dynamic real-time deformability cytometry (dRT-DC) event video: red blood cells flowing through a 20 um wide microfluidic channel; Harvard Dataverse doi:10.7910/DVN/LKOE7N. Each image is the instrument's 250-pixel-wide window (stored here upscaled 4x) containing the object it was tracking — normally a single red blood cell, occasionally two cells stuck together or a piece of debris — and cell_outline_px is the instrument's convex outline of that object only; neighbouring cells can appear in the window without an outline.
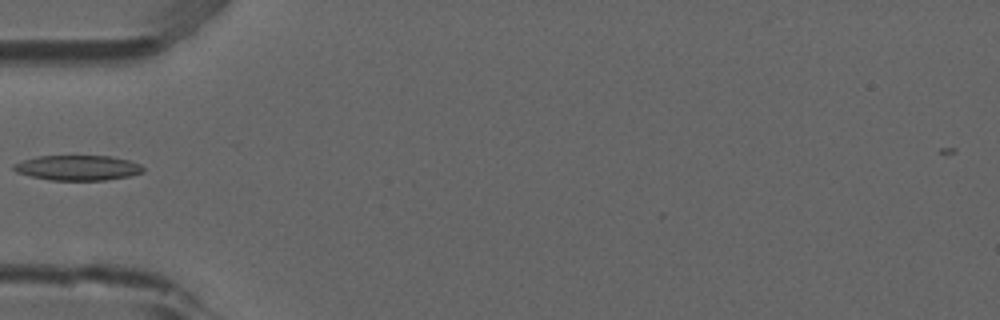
{"species": "common noctule bat (a hibernating species)", "species_latin": "Nyctalus noctula", "temperature_condition": "room temperature", "stored_images_in_passage": 2, "camera_frame_rate_fps": 3000, "um_per_image_px": 0.085, "animal": {"sex": "male", "forearm_length_mm": 52.5}, "frame": {"image": 1, "passage_image": 2, "time_ms": 0.333, "image_size_px": [1000, 320], "cell_outline_px": [[144, 172], [128, 176], [104, 180], [48, 180], [16, 172], [12, 168], [12, 164], [36, 156], [112, 156], [128, 160], [140, 164], [144, 168]], "centroid_in_image_um": [6.6, 14.26], "position_along_channel_um": 78.4, "area_um2": 18.9}}